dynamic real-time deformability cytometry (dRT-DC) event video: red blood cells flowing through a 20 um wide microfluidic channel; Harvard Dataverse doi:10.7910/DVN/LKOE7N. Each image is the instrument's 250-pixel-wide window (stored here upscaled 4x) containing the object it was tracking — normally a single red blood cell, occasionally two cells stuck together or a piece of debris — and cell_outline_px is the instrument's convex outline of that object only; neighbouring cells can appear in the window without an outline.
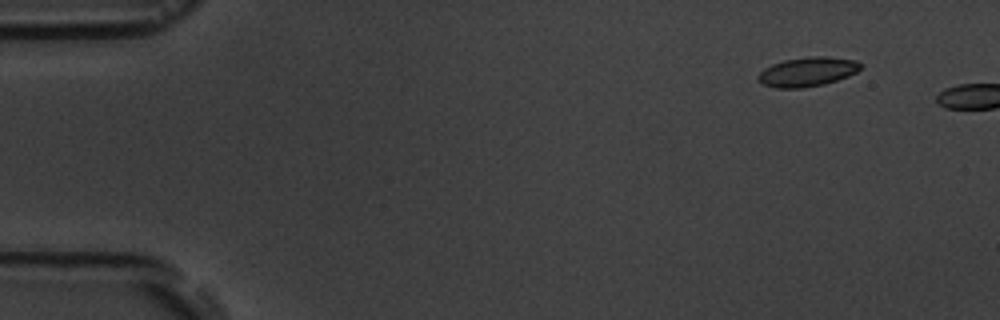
{"species": "common noctule bat (a hibernating species)", "species_latin": "Nyctalus noctula", "temperature_condition": "room temperature", "stored_images_in_passage": 2, "camera_frame_rate_fps": 3000, "um_per_image_px": 0.085, "animal": {"sex": "male", "body_mass_g": 19.5, "forearm_length_mm": 54.6}, "frame": {"image": 1, "passage_image": 1, "time_ms": 0.0, "image_size_px": [1000, 320], "cell_outline_px": [[864, 64], [856, 72], [848, 76], [824, 84], [804, 88], [776, 88], [764, 84], [756, 76], [764, 68], [772, 64], [784, 60], [812, 56], [828, 56], [856, 60]], "centroid_in_image_um": [68.66, 6.09], "position_along_channel_um": 16.3, "area_um2": 17.51}}